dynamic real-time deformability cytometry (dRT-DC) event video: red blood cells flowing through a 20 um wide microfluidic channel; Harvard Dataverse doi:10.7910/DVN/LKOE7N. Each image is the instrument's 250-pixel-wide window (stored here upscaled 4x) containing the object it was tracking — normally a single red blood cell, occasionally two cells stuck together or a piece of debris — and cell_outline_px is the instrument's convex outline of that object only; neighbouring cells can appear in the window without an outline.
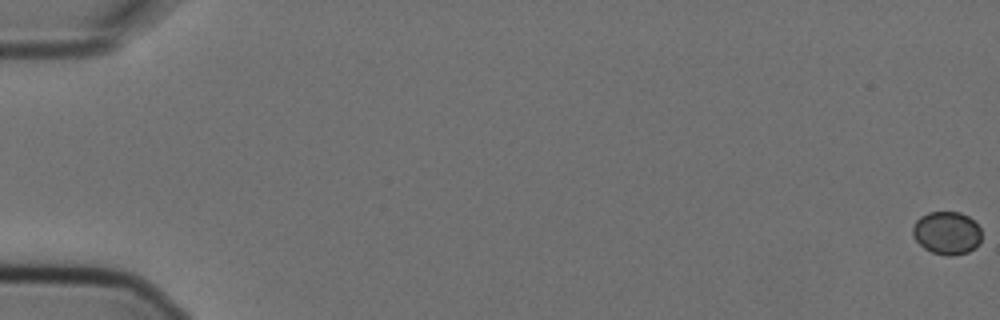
{"species": "Egyptian fruit bat (a non-hibernating species)", "species_latin": "Rousettus aegyptiacus", "temperature_condition": "cold", "stored_images_in_passage": 6, "camera_frame_rate_fps": 3000, "um_per_image_px": 0.085, "animal": {"sex": "female"}, "frame": {"image": 1, "passage_image": 1, "time_ms": 0.0, "image_size_px": [1000, 320], "cell_outline_px": [[980, 244], [976, 248], [968, 252], [952, 256], [948, 256], [932, 252], [924, 248], [916, 240], [912, 232], [912, 228], [916, 220], [920, 216], [928, 212], [960, 212], [968, 216], [980, 228]], "centroid_in_image_um": [80.48, 19.8], "position_along_channel_um": 4.5, "area_um2": 17.28}}
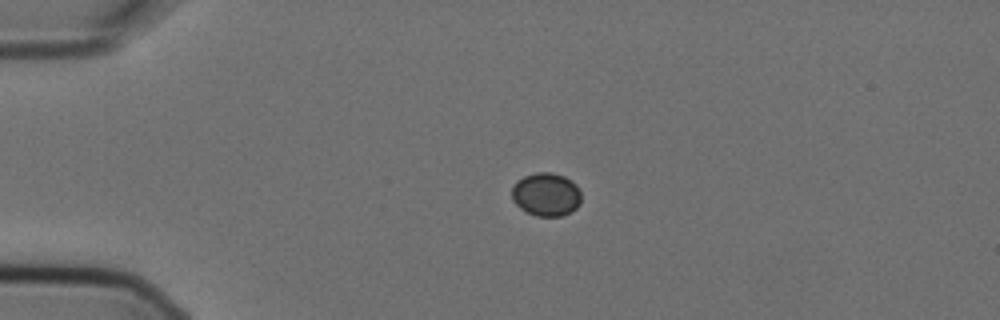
{"frame": {"image": 2, "passage_image": 5, "time_ms": 1.333, "image_size_px": [1000, 320], "cell_outline_px": [[580, 204], [572, 212], [560, 216], [536, 216], [520, 208], [512, 200], [512, 188], [516, 180], [524, 176], [536, 172], [552, 172], [564, 176], [572, 180], [576, 184], [580, 192]], "centroid_in_image_um": [46.42, 16.52], "position_along_channel_um": 38.6, "area_um2": 17.69}}